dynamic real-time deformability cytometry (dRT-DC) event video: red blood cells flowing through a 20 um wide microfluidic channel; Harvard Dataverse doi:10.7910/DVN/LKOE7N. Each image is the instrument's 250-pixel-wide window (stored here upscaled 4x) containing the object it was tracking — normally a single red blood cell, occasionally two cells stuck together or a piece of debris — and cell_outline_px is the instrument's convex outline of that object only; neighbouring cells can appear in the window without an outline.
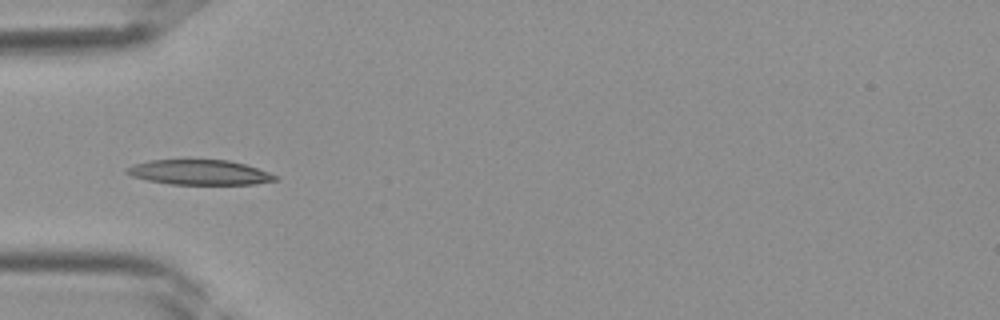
{"species": "Egyptian fruit bat (a non-hibernating species)", "species_latin": "Rousettus aegyptiacus", "temperature_condition": "room temperature", "stored_images_in_passage": 13, "camera_frame_rate_fps": 3000, "um_per_image_px": 0.085, "frame": {"image": 1, "passage_image": 3, "time_ms": 0.667, "image_size_px": [1000, 320], "cell_outline_px": [[280, 180], [256, 184], [168, 184], [148, 180], [132, 176], [124, 172], [124, 168], [132, 164], [148, 160], [184, 156], [228, 160], [244, 164], [280, 176]], "centroid_in_image_um": [16.89, 14.59], "position_along_channel_um": 68.1, "area_um2": 22.89}}
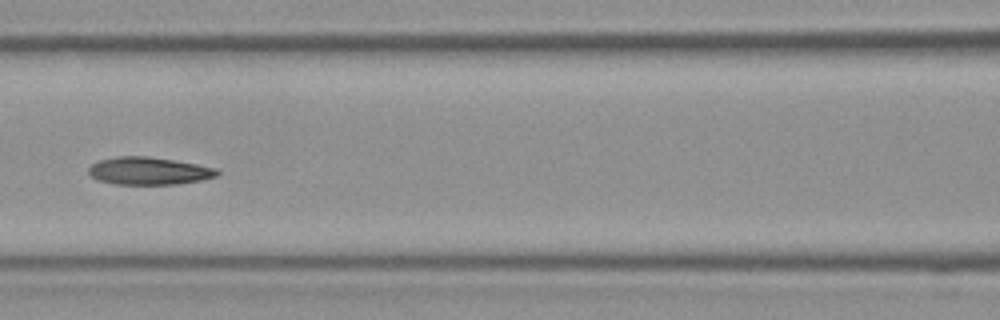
{"frame": {"image": 2, "passage_image": 8, "time_ms": 2.333, "image_size_px": [1000, 320], "cell_outline_px": [[220, 172], [216, 176], [200, 180], [176, 184], [116, 184], [96, 180], [88, 172], [88, 168], [92, 164], [100, 160], [116, 156], [148, 156], [196, 164], [216, 168]], "centroid_in_image_um": [12.62, 14.52], "position_along_channel_um": 154.0, "area_um2": 20.52}}
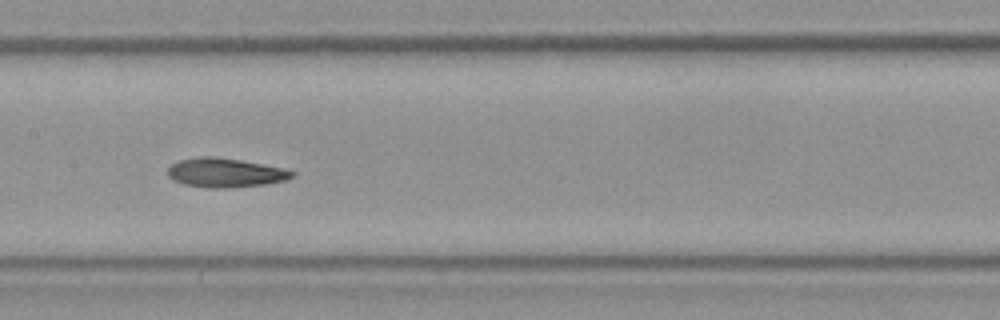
{"frame": {"image": 3, "passage_image": 10, "time_ms": 3.0, "image_size_px": [1000, 320], "cell_outline_px": [[296, 172], [292, 176], [284, 180], [264, 184], [228, 188], [208, 188], [184, 184], [172, 180], [168, 176], [168, 168], [172, 164], [180, 160], [200, 156], [216, 156], [240, 160], [284, 168]], "centroid_in_image_um": [19.11, 14.68], "position_along_channel_um": 188.3, "area_um2": 21.04}}